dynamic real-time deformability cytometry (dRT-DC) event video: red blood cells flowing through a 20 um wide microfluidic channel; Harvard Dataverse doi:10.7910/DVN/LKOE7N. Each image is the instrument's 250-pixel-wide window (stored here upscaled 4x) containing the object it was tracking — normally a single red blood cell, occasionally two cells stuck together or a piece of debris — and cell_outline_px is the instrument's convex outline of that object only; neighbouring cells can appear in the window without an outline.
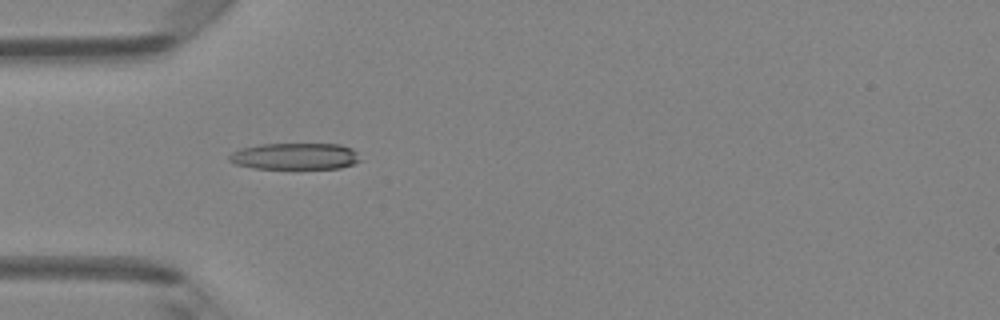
{"species": "Egyptian fruit bat (a non-hibernating species)", "species_latin": "Rousettus aegyptiacus", "temperature_condition": "room temperature", "stored_images_in_passage": 6, "camera_frame_rate_fps": 3000, "um_per_image_px": 0.085, "animal": {"sex": "female"}, "frame": {"image": 1, "passage_image": 4, "time_ms": 1.0, "image_size_px": [1000, 320], "cell_outline_px": [[360, 160], [352, 164], [340, 168], [252, 168], [236, 164], [228, 160], [228, 156], [232, 152], [240, 148], [260, 144], [340, 144], [352, 148], [356, 152]], "centroid_in_image_um": [25.05, 13.27], "position_along_channel_um": 60.0, "area_um2": 20.17}}
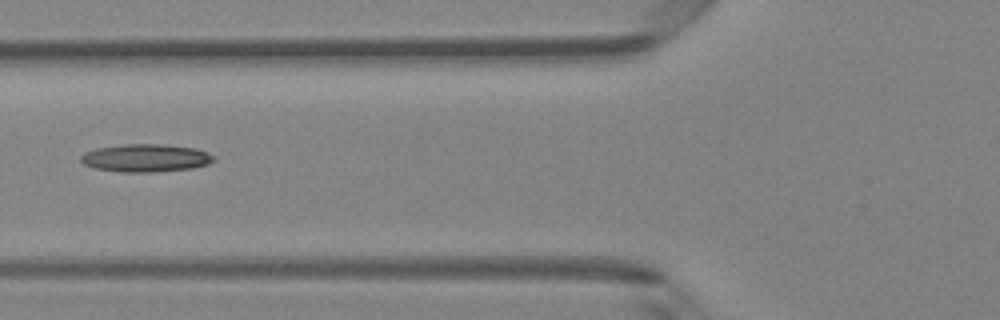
{"frame": {"image": 2, "passage_image": 5, "time_ms": 1.333, "image_size_px": [1000, 320], "cell_outline_px": [[216, 160], [208, 164], [192, 168], [152, 172], [120, 172], [96, 168], [84, 164], [80, 160], [80, 156], [84, 152], [96, 148], [120, 144], [160, 144], [196, 148], [208, 152], [216, 156]], "centroid_in_image_um": [12.4, 13.42], "position_along_channel_um": 113.4, "area_um2": 21.73}}
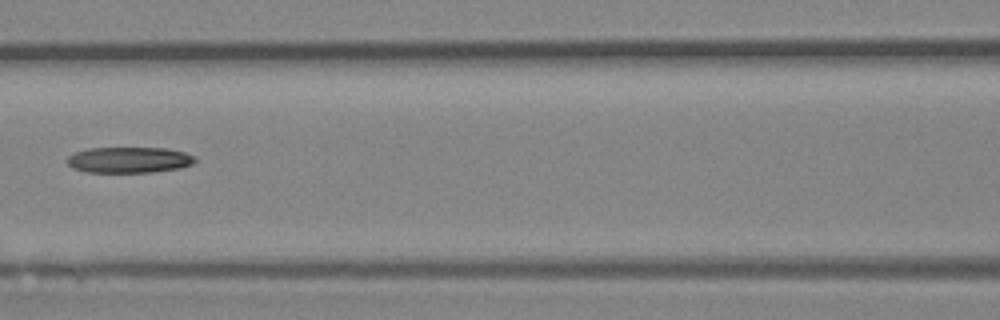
{"frame": {"image": 3, "passage_image": 6, "time_ms": 1.667, "image_size_px": [1000, 320], "cell_outline_px": [[196, 160], [192, 164], [180, 168], [152, 172], [88, 172], [72, 168], [68, 164], [68, 156], [76, 152], [88, 148], [168, 148], [184, 152], [196, 156]], "centroid_in_image_um": [11.0, 13.59], "position_along_channel_um": 155.6, "area_um2": 19.31}}